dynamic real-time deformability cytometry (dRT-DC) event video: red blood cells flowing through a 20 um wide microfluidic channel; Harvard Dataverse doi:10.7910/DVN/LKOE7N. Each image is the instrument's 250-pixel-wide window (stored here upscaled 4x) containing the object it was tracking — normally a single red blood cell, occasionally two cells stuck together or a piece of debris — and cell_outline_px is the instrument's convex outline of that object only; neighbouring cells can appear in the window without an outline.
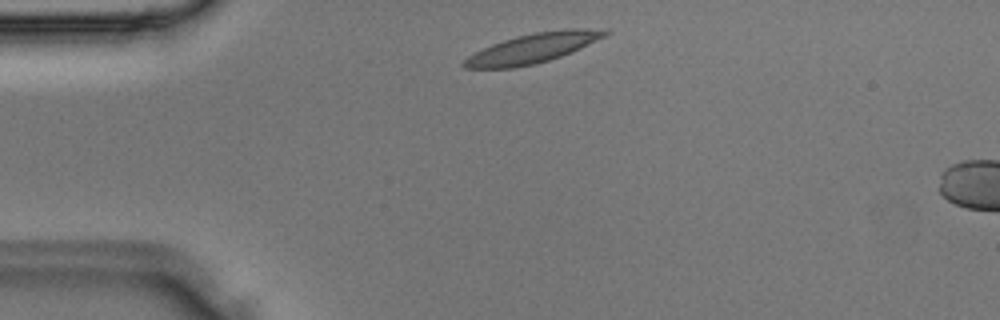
{"species": "Egyptian fruit bat (a non-hibernating species)", "species_latin": "Rousettus aegyptiacus", "temperature_condition": "room temperature", "stored_images_in_passage": 2, "segment_of_instrument_passage": [1, 2], "camera_frame_rate_fps": 3000, "um_per_image_px": 0.085, "animal": {"sex": "male"}, "frame": {"image": 1, "passage_image": 1, "time_ms": 0.0, "image_size_px": [1000, 320], "cell_outline_px": [[612, 32], [580, 48], [560, 56], [536, 64], [512, 68], [464, 68], [460, 64], [468, 56], [492, 44], [516, 36], [536, 32], [564, 28], [608, 28]], "centroid_in_image_um": [45.32, 4.08], "position_along_channel_um": 39.7, "area_um2": 24.28}}